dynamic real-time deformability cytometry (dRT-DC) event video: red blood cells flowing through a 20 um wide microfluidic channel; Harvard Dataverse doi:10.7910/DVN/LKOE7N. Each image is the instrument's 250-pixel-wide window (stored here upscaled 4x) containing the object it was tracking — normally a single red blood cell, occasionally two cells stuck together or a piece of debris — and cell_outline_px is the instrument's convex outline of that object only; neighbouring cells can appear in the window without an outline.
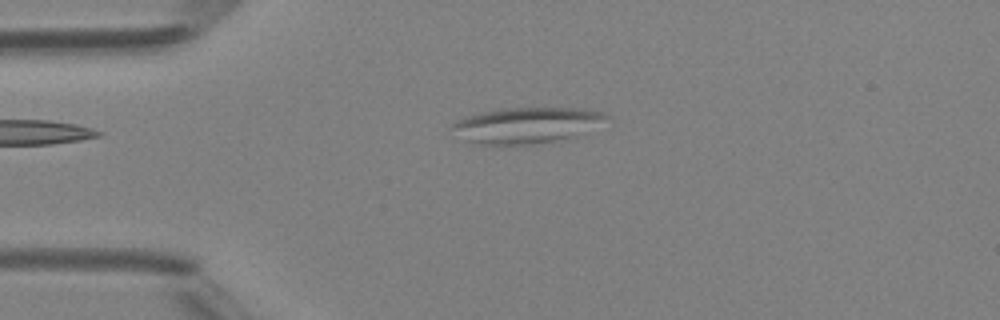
{"species": "Egyptian fruit bat (a non-hibernating species)", "species_latin": "Rousettus aegyptiacus", "temperature_condition": "room temperature", "stored_images_in_passage": 4, "camera_frame_rate_fps": 3000, "um_per_image_px": 0.085, "animal": {"sex": "female"}, "frame": {"image": 1, "passage_image": 2, "time_ms": 1.0, "image_size_px": [1000, 320], "cell_outline_px": [[612, 116], [572, 136], [556, 140], [528, 144], [496, 148], [472, 144], [464, 140], [448, 128], [456, 120], [468, 116], [500, 108], [580, 108], [604, 112]], "centroid_in_image_um": [44.59, 10.67], "position_along_channel_um": 40.4, "area_um2": 32.48}}